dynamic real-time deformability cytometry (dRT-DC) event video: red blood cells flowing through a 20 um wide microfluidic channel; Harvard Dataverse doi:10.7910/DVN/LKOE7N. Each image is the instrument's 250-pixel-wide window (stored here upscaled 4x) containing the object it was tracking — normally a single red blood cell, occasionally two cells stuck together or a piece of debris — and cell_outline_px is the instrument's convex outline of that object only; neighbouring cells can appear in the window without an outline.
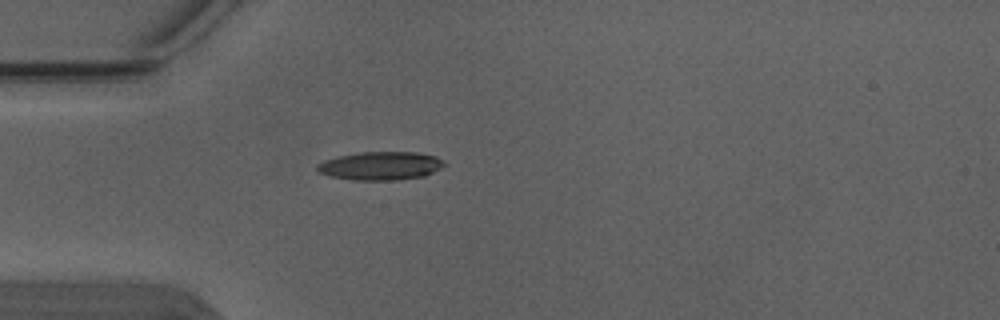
{"species": "Egyptian fruit bat (a non-hibernating species)", "species_latin": "Rousettus aegyptiacus", "temperature_condition": "warm", "stored_images_in_passage": 1, "camera_frame_rate_fps": 3000, "um_per_image_px": 0.085, "animal": {"sex": "male"}, "frame": {"image": 1, "passage_image": 1, "time_ms": 0.0, "image_size_px": [1000, 320], "cell_outline_px": [[444, 164], [440, 168], [424, 176], [396, 180], [352, 180], [328, 176], [316, 172], [316, 164], [324, 160], [336, 156], [360, 152], [416, 152], [436, 156], [444, 160]], "centroid_in_image_um": [32.28, 14.09], "position_along_channel_um": 52.7, "area_um2": 21.21}}